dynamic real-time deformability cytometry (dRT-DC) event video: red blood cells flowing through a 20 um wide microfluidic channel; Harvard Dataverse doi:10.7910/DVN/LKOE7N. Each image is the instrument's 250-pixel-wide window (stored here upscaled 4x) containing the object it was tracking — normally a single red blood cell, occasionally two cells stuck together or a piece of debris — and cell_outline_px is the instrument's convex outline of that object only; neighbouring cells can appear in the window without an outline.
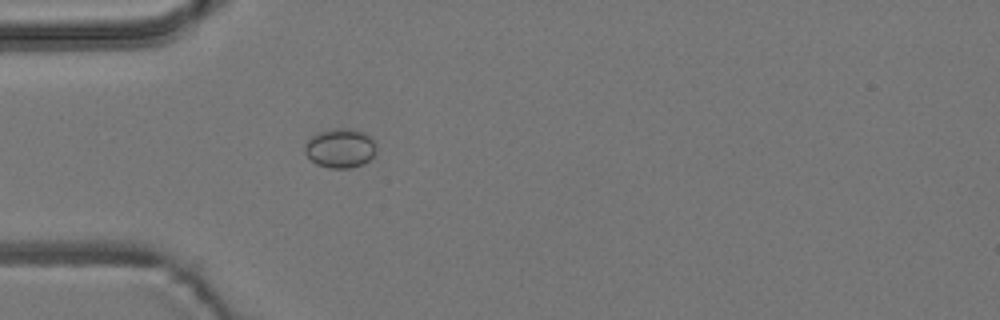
{"species": "common noctule bat (a hibernating species)", "species_latin": "Nyctalus noctula", "temperature_condition": "room temperature", "stored_images_in_passage": 1, "camera_frame_rate_fps": 3000, "um_per_image_px": 0.085, "animal": {"sex": "male", "body_mass_g": 19.2, "forearm_length_mm": 51.8}, "frame": {"image": 1, "passage_image": 1, "time_ms": 0.0, "image_size_px": [1000, 320], "cell_outline_px": [[376, 152], [364, 164], [348, 168], [328, 168], [316, 164], [304, 152], [304, 144], [312, 136], [320, 132], [336, 128], [348, 128], [364, 132], [376, 144]], "centroid_in_image_um": [28.91, 12.6], "position_along_channel_um": 56.1, "area_um2": 16.3}}